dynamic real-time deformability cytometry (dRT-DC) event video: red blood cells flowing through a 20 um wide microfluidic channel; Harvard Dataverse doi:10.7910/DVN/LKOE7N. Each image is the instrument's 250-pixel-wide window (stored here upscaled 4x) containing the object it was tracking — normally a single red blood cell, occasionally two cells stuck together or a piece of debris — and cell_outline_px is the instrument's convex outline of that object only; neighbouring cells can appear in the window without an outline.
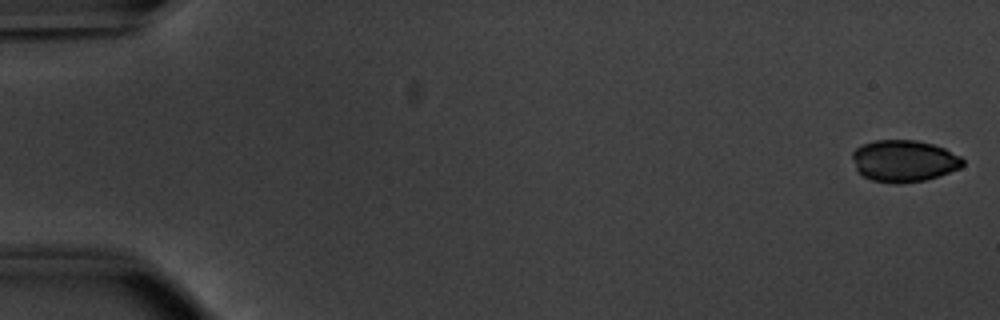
{"species": "common noctule bat (a hibernating species)", "species_latin": "Nyctalus noctula", "temperature_condition": "warm", "stored_images_in_passage": 53, "camera_frame_rate_fps": 3000, "um_per_image_px": 0.085, "animal": {"sex": "male", "body_mass_g": 20.1, "forearm_length_mm": 53.5}, "frame": {"image": 1, "passage_image": 1, "time_ms": 0.0, "image_size_px": [1000, 320], "cell_outline_px": [[964, 164], [960, 168], [924, 180], [900, 184], [896, 184], [872, 180], [864, 176], [856, 168], [852, 156], [852, 152], [856, 148], [864, 144], [876, 140], [916, 140], [932, 144], [944, 148], [960, 156], [964, 160]], "centroid_in_image_um": [76.83, 13.67], "position_along_channel_um": 8.2, "area_um2": 26.65}}
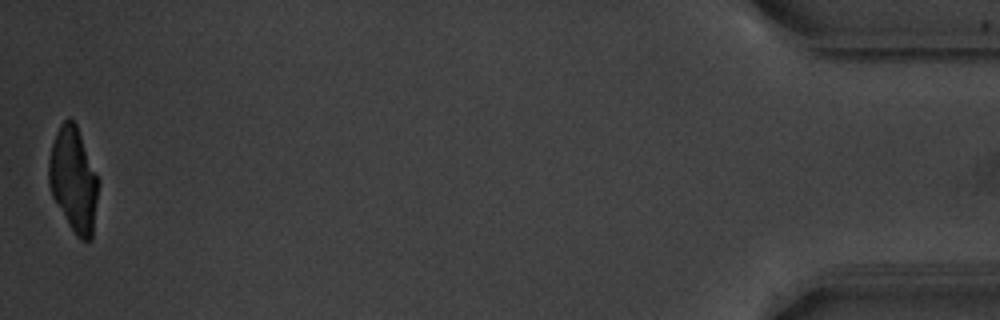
{"frame": {"image": 2, "passage_image": 53, "time_ms": 17.333, "image_size_px": [1000, 320], "cell_outline_px": [[100, 180], [92, 240], [80, 240], [76, 236], [68, 224], [52, 196], [48, 184], [48, 164], [52, 144], [60, 124], [68, 116], [76, 124]], "centroid_in_image_um": [6.26, 15.29], "position_along_channel_um": 428.9, "area_um2": 30.46}}